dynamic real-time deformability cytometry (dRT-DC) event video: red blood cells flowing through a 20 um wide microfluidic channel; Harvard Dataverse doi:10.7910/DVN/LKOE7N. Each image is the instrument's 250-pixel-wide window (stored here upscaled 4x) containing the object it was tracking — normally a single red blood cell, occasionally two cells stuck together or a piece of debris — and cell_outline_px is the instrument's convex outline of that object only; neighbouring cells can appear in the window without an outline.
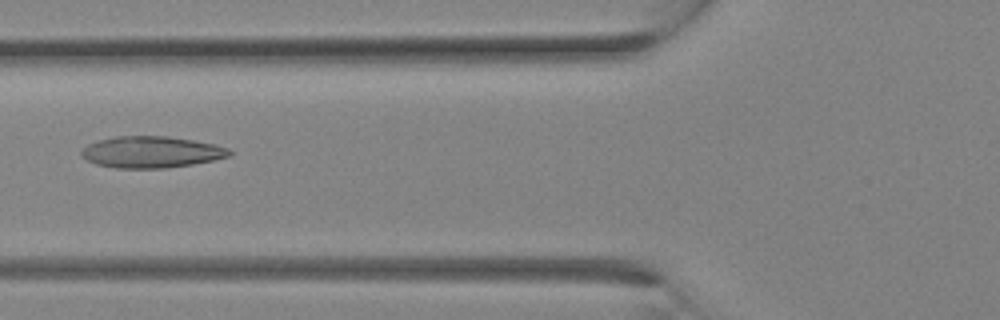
{"species": "Egyptian fruit bat (a non-hibernating species)", "species_latin": "Rousettus aegyptiacus", "temperature_condition": "room temperature", "stored_images_in_passage": 28, "camera_frame_rate_fps": 3000, "um_per_image_px": 0.085, "animal": {"sex": "female"}, "frame": {"image": 1, "passage_image": 11, "time_ms": 3.333, "image_size_px": [1000, 320], "cell_outline_px": [[236, 152], [232, 156], [192, 164], [164, 168], [116, 168], [96, 164], [80, 156], [80, 152], [88, 144], [100, 140], [116, 136], [168, 136], [192, 140], [212, 144], [228, 148]], "centroid_in_image_um": [12.88, 12.92], "position_along_channel_um": 112.9, "area_um2": 27.11}}
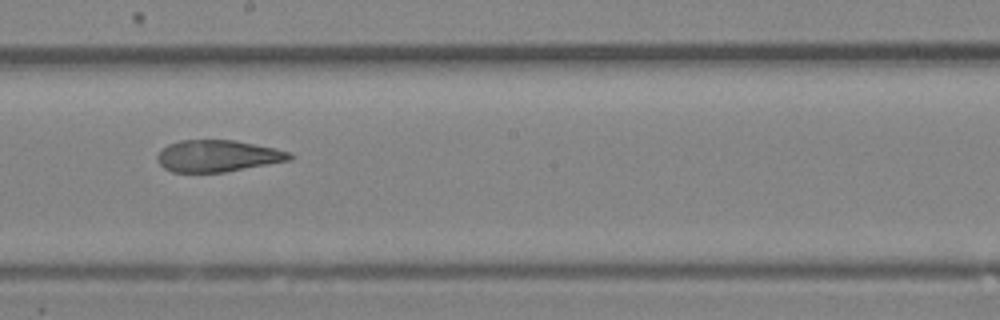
{"frame": {"image": 2, "passage_image": 16, "time_ms": 5.0, "image_size_px": [1000, 320], "cell_outline_px": [[292, 160], [224, 172], [172, 172], [164, 168], [156, 160], [156, 156], [168, 144], [180, 140], [236, 140], [276, 148], [292, 152]], "centroid_in_image_um": [18.53, 13.25], "position_along_channel_um": 229.7, "area_um2": 24.57}}
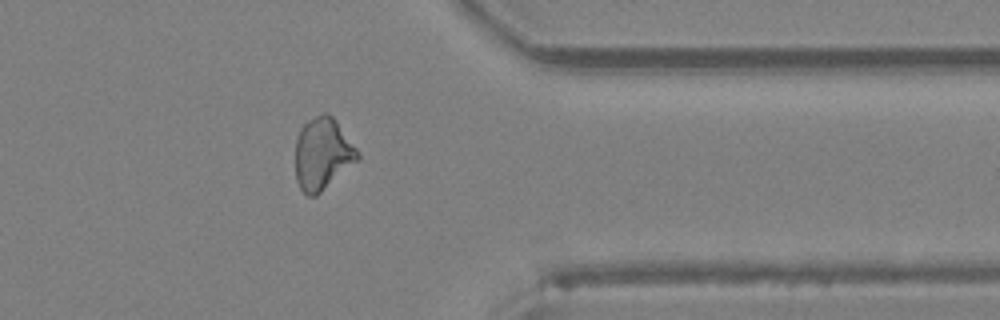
{"frame": {"image": 3, "passage_image": 23, "time_ms": 7.333, "image_size_px": [1000, 320], "cell_outline_px": [[360, 160], [316, 196], [308, 196], [300, 188], [296, 180], [296, 140], [300, 128], [308, 120], [324, 112], [332, 116], [336, 120], [360, 152]], "centroid_in_image_um": [27.44, 13.08], "position_along_channel_um": 384.0, "area_um2": 26.3}}